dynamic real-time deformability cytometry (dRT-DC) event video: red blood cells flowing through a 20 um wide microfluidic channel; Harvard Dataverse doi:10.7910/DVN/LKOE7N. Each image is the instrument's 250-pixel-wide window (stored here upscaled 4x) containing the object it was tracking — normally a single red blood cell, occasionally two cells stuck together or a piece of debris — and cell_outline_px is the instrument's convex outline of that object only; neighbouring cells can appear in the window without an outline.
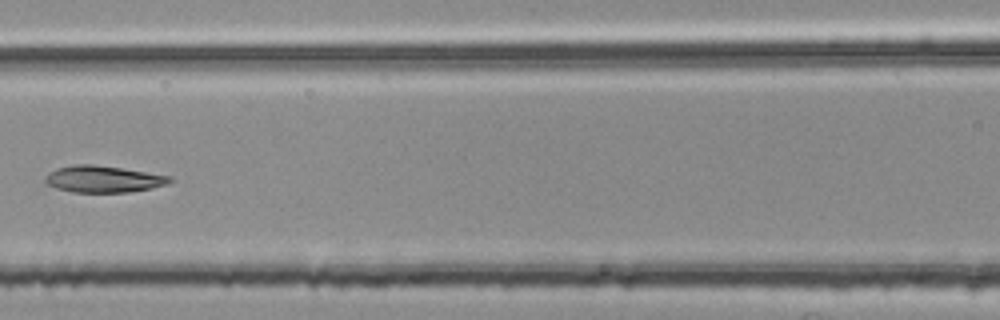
{"species": "common noctule bat (a hibernating species)", "species_latin": "Nyctalus noctula", "temperature_condition": "room temperature", "stored_images_in_passage": 4, "camera_frame_rate_fps": 3000, "um_per_image_px": 0.085, "animal": {"sex": "female", "body_mass_g": 25.1}, "frame": {"image": 1, "passage_image": 4, "time_ms": 1.0, "image_size_px": [1000, 320], "cell_outline_px": [[176, 180], [168, 184], [152, 188], [128, 192], [72, 192], [56, 188], [48, 184], [44, 180], [44, 176], [48, 172], [56, 168], [76, 164], [92, 164], [120, 168], [172, 176]], "centroid_in_image_um": [8.79, 15.22], "position_along_channel_um": 157.8, "area_um2": 19.48}}